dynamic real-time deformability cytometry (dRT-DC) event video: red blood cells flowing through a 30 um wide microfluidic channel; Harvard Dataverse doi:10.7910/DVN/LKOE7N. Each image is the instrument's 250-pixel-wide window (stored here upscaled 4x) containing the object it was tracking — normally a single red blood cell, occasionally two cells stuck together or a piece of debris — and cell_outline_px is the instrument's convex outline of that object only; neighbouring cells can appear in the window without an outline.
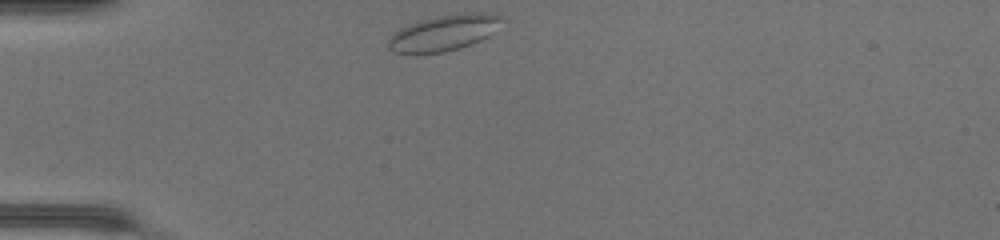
{"species": "common noctule bat (a hibernating species)", "species_latin": "Nyctalus noctula", "temperature_condition": "warm", "stored_images_in_passage": 30, "camera_frame_rate_fps": 3000, "um_per_image_px": 0.085, "animal": {"sex": "female", "body_mass_g": 17.0, "forearm_length_mm": 48.0}, "frame": {"image": 1, "passage_image": 1, "time_ms": 0.0, "image_size_px": [1000, 240], "cell_outline_px": [[500, 16], [492, 32], [488, 36], [480, 40], [460, 48], [444, 52], [392, 52], [388, 48], [388, 40], [400, 28], [408, 24], [420, 20], [440, 16], [468, 12], [480, 12]], "centroid_in_image_um": [37.66, 2.79], "position_along_channel_um": 47.3, "area_um2": 22.83}}
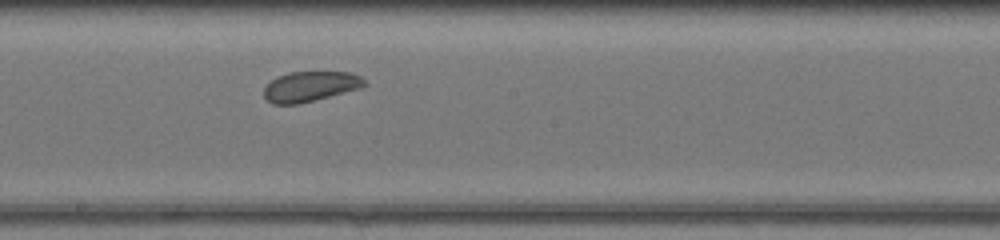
{"frame": {"image": 2, "passage_image": 15, "time_ms": 4.667, "image_size_px": [1000, 240], "cell_outline_px": [[368, 84], [360, 88], [300, 104], [272, 104], [264, 96], [264, 88], [272, 80], [280, 76], [292, 72], [352, 72], [360, 76]], "centroid_in_image_um": [26.39, 7.35], "position_along_channel_um": 221.8, "area_um2": 17.51}}
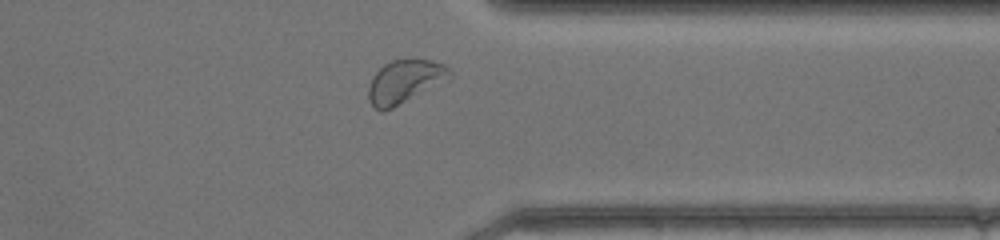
{"frame": {"image": 3, "passage_image": 26, "time_ms": 8.333, "image_size_px": [1000, 240], "cell_outline_px": [[452, 80], [384, 112], [380, 112], [372, 108], [368, 100], [368, 88], [372, 76], [384, 64], [392, 60], [432, 60], [444, 64], [452, 72]], "centroid_in_image_um": [34.43, 6.97], "position_along_channel_um": 377.0, "area_um2": 21.1}, "authors_computed_cell_mechanics": {"area_um2": 18.5827, "velocity_mm_per_s": 4.298, "shape_relaxation_time_tau1_ms": null, "shape_relaxation_time_tau2_ms": 1.946, "deformation_change_tau1": null, "deformation_change_tau2": 0.0863}}